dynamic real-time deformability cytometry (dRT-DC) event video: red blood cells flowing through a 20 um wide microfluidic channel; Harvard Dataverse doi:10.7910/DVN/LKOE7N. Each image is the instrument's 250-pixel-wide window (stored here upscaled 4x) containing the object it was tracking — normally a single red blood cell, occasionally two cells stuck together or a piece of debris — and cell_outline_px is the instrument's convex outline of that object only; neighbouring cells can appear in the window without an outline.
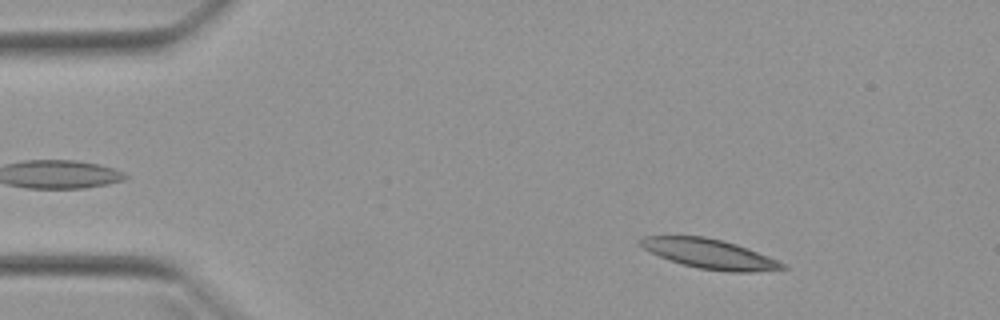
{"species": "Egyptian fruit bat (a non-hibernating species)", "species_latin": "Rousettus aegyptiacus", "temperature_condition": "warm", "stored_images_in_passage": 51, "camera_frame_rate_fps": 3000, "um_per_image_px": 0.085, "animal": {"sex": "female"}, "frame": {"image": 1, "passage_image": 7, "time_ms": 2.0, "image_size_px": [1000, 320], "cell_outline_px": [[788, 268], [752, 272], [732, 272], [700, 268], [684, 264], [660, 256], [636, 244], [636, 240], [640, 236], [704, 236], [736, 244], [748, 248], [788, 264]], "centroid_in_image_um": [60.32, 21.56], "position_along_channel_um": 24.7, "area_um2": 24.33}}
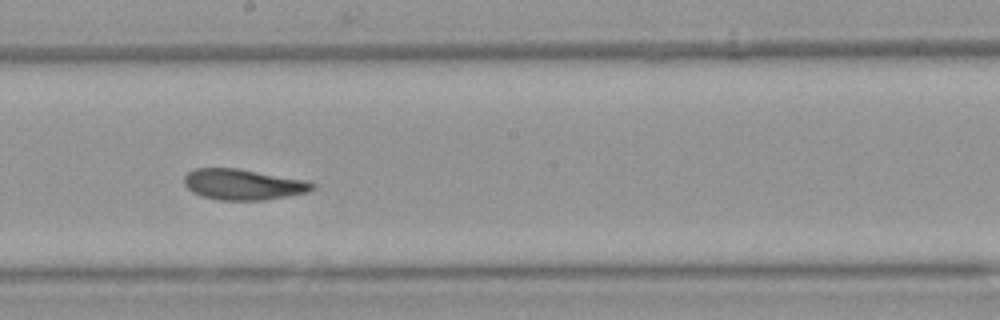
{"frame": {"image": 2, "passage_image": 28, "time_ms": 9.0, "image_size_px": [1000, 320], "cell_outline_px": [[316, 188], [308, 192], [264, 200], [216, 200], [192, 192], [184, 184], [184, 176], [188, 172], [196, 168], [240, 168], [308, 180], [316, 184]], "centroid_in_image_um": [20.7, 15.67], "position_along_channel_um": 227.5, "area_um2": 23.24}}
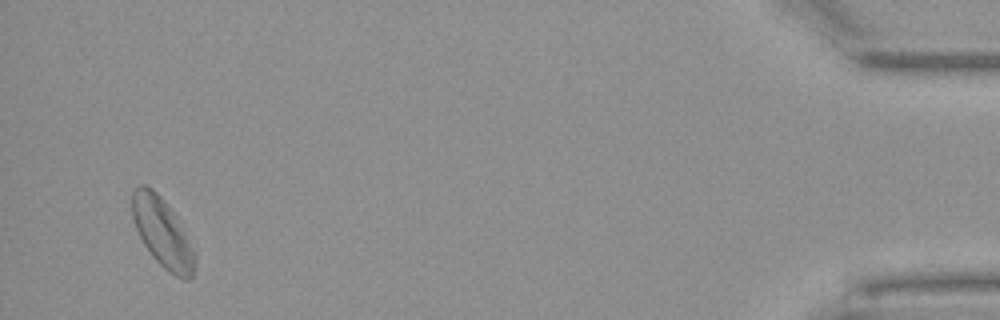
{"frame": {"image": 3, "passage_image": 49, "time_ms": 16.0, "image_size_px": [1000, 320], "cell_outline_px": [[196, 268], [192, 276], [188, 280], [184, 280], [168, 272], [152, 256], [144, 244], [136, 228], [132, 216], [132, 192], [140, 184], [144, 184], [152, 188], [160, 196], [176, 216], [196, 252]], "centroid_in_image_um": [13.83, 19.81], "position_along_channel_um": 421.4, "area_um2": 25.26}, "authors_computed_cell_mechanics": {"area_um2": 23.8714, "velocity_mm_per_s": 3.9414, "shape_relaxation_time_tau1_ms": 4.1508, "shape_relaxation_time_tau2_ms": 3.655, "deformation_change_tau1": 0.1319, "deformation_change_tau2": 0.0956}}